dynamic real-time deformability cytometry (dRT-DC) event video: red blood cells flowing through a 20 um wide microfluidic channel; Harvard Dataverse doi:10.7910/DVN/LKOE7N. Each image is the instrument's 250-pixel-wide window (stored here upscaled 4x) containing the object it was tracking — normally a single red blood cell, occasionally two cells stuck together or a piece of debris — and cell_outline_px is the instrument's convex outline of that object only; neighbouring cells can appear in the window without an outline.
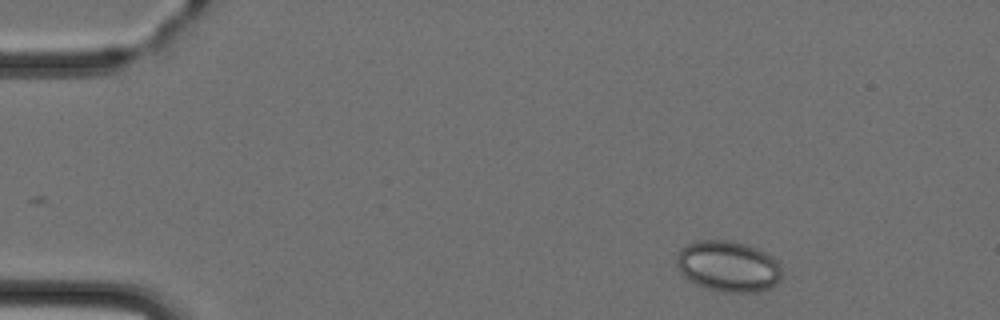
{"species": "Egyptian fruit bat (a non-hibernating species)", "species_latin": "Rousettus aegyptiacus", "temperature_condition": "cold", "stored_images_in_passage": 4, "camera_frame_rate_fps": 3000, "um_per_image_px": 0.085, "animal": {"sex": "female"}, "frame": {"image": 1, "passage_image": 4, "time_ms": 4.333, "image_size_px": [1000, 320], "cell_outline_px": [[780, 280], [776, 284], [768, 288], [756, 292], [728, 292], [708, 288], [696, 284], [688, 280], [676, 268], [676, 256], [680, 248], [688, 244], [700, 240], [732, 240], [748, 244], [772, 256], [780, 264]], "centroid_in_image_um": [61.87, 22.62], "position_along_channel_um": 23.1, "area_um2": 31.33}}